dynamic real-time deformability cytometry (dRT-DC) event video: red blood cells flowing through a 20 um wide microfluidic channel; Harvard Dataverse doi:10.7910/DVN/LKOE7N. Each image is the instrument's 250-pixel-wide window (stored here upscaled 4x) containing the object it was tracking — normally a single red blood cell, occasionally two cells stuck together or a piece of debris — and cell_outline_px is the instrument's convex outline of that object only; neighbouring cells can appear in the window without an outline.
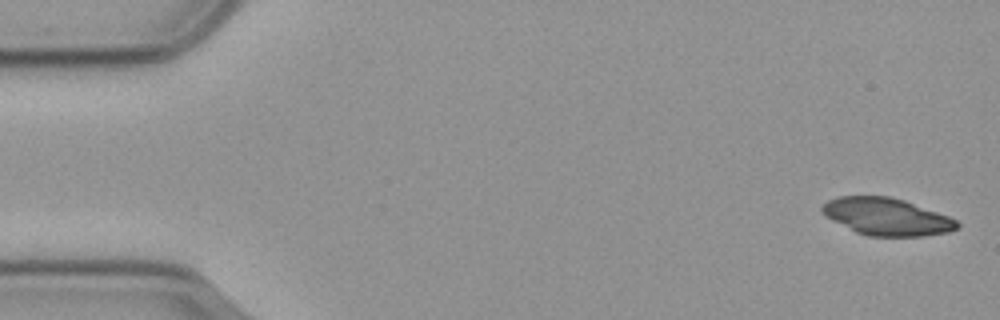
{"species": "common noctule bat (a hibernating species)", "species_latin": "Nyctalus noctula", "temperature_condition": "cold", "stored_images_in_passage": 55, "camera_frame_rate_fps": 3000, "um_per_image_px": 0.085, "animal": {"sex": "male", "body_mass_g": 23.1, "forearm_length_mm": 52.7}, "frame": {"image": 1, "passage_image": 1, "time_ms": 0.0, "image_size_px": [1000, 320], "cell_outline_px": [[960, 228], [948, 232], [924, 236], [868, 236], [856, 232], [832, 220], [820, 208], [828, 200], [840, 196], [888, 196], [904, 200], [948, 216], [956, 220], [960, 224]], "centroid_in_image_um": [75.4, 18.42], "position_along_channel_um": 9.6, "area_um2": 29.07}}